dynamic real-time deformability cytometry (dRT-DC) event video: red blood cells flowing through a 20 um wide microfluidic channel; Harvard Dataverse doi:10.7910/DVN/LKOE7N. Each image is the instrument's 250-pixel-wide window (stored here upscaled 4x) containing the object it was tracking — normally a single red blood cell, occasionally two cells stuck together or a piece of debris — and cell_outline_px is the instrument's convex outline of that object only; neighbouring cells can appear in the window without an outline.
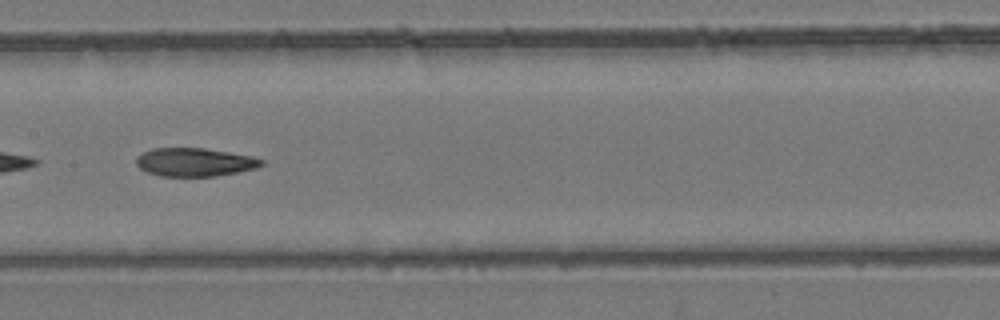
{"species": "common noctule bat (a hibernating species)", "species_latin": "Nyctalus noctula", "temperature_condition": "room temperature", "stored_images_in_passage": 38, "camera_frame_rate_fps": 3000, "um_per_image_px": 0.085, "animal": {"sex": "female", "body_mass_g": 24.6, "forearm_length_mm": 56.2}, "frame": {"image": 1, "passage_image": 12, "time_ms": 3.667, "image_size_px": [1000, 320], "cell_outline_px": [[264, 164], [256, 168], [216, 176], [160, 176], [148, 172], [140, 168], [136, 164], [136, 156], [152, 148], [204, 148], [252, 156], [264, 160]], "centroid_in_image_um": [16.54, 13.78], "position_along_channel_um": 190.9, "area_um2": 20.63}}
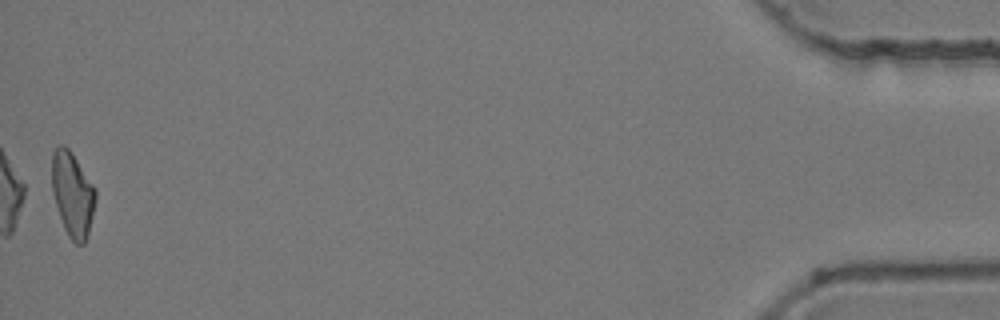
{"frame": {"image": 2, "passage_image": 38, "time_ms": 12.333, "image_size_px": [1000, 320], "cell_outline_px": [[96, 200], [88, 236], [84, 244], [76, 244], [68, 236], [64, 228], [52, 192], [52, 152], [60, 144], [64, 144], [72, 152], [96, 188]], "centroid_in_image_um": [6.18, 16.5], "position_along_channel_um": 429.0, "area_um2": 21.68}, "authors_computed_cell_mechanics": {"area_um2": 21.5305, "velocity_mm_per_s": 3.9082, "shape_relaxation_time_tau1_ms": null, "shape_relaxation_time_tau2_ms": 6.2358, "deformation_change_tau1": null, "deformation_change_tau2": 0.1387}}